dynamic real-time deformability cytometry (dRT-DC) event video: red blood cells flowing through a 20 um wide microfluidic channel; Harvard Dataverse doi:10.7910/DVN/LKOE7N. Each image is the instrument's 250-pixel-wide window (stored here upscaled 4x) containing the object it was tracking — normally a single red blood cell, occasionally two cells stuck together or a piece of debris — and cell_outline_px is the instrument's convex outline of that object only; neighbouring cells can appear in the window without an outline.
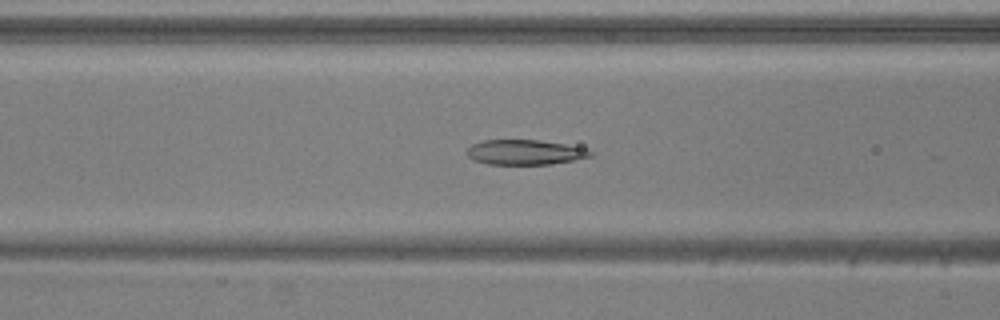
{"species": "common noctule bat (a hibernating species)", "species_latin": "Nyctalus noctula", "temperature_condition": "warm", "stored_images_in_passage": 21, "camera_frame_rate_fps": 3000, "um_per_image_px": 0.085, "animal": {"sex": "male", "body_mass_g": 20.5, "forearm_length_mm": 52.5}, "frame": {"image": 1, "passage_image": 12, "time_ms": 3.667, "image_size_px": [1000, 320], "cell_outline_px": [[596, 152], [592, 156], [552, 164], [488, 164], [472, 160], [464, 152], [472, 144], [484, 140], [540, 140], [564, 144], [584, 148]], "centroid_in_image_um": [44.6, 12.94], "position_along_channel_um": 122.0, "area_um2": 18.03}}
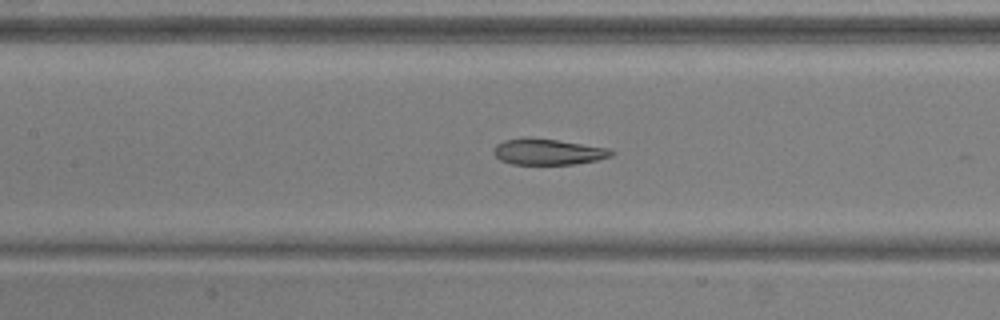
{"frame": {"image": 2, "passage_image": 15, "time_ms": 4.667, "image_size_px": [1000, 320], "cell_outline_px": [[616, 152], [612, 156], [596, 160], [572, 164], [512, 164], [500, 160], [492, 152], [496, 144], [504, 140], [524, 136], [528, 136], [556, 140], [608, 148]], "centroid_in_image_um": [46.53, 12.89], "position_along_channel_um": 160.9, "area_um2": 17.92}}